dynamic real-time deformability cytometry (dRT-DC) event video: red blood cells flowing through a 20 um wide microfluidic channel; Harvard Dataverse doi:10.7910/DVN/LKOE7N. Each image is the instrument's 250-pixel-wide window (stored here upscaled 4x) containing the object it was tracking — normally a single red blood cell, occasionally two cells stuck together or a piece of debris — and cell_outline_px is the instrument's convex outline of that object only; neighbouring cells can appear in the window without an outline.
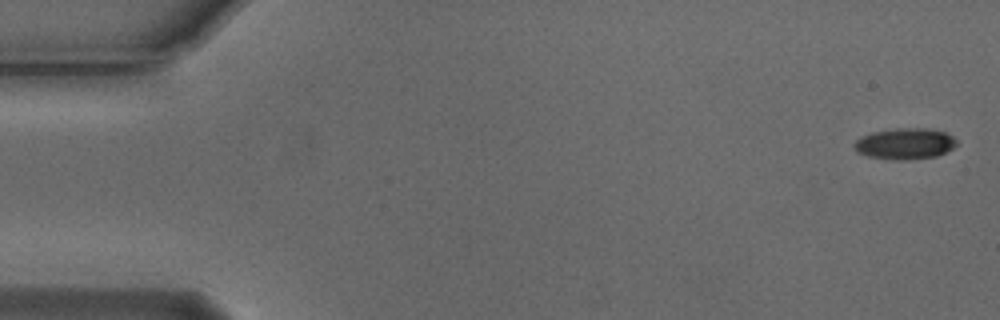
{"species": "Egyptian fruit bat (a non-hibernating species)", "species_latin": "Rousettus aegyptiacus", "temperature_condition": "cold", "stored_images_in_passage": 5, "camera_frame_rate_fps": 3000, "um_per_image_px": 0.085, "animal": {"sex": "male"}, "frame": {"image": 1, "passage_image": 1, "time_ms": 0.0, "image_size_px": [1000, 320], "cell_outline_px": [[956, 144], [952, 148], [936, 156], [908, 160], [896, 160], [868, 156], [856, 152], [852, 144], [856, 140], [872, 132], [896, 128], [928, 128], [944, 132], [952, 136], [956, 140]], "centroid_in_image_um": [76.89, 12.21], "position_along_channel_um": 8.1, "area_um2": 18.5}}
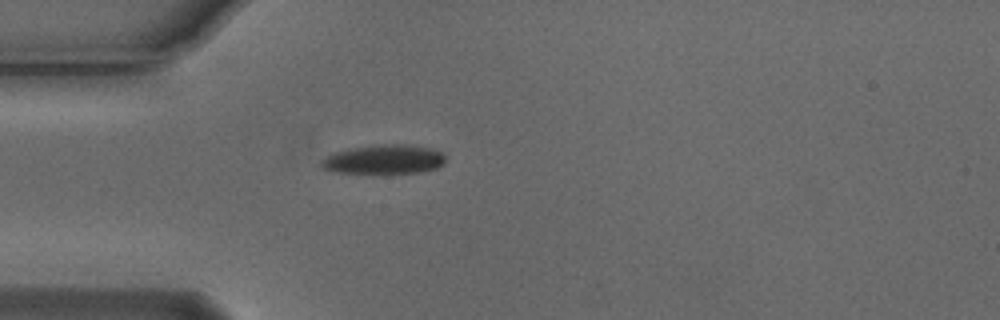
{"frame": {"image": 2, "passage_image": 5, "time_ms": 1.333, "image_size_px": [1000, 320], "cell_outline_px": [[444, 164], [436, 168], [420, 172], [384, 176], [372, 176], [336, 172], [324, 168], [320, 164], [320, 160], [332, 152], [356, 148], [392, 144], [404, 144], [428, 148], [444, 152]], "centroid_in_image_um": [32.62, 13.62], "position_along_channel_um": 52.4, "area_um2": 21.91}}